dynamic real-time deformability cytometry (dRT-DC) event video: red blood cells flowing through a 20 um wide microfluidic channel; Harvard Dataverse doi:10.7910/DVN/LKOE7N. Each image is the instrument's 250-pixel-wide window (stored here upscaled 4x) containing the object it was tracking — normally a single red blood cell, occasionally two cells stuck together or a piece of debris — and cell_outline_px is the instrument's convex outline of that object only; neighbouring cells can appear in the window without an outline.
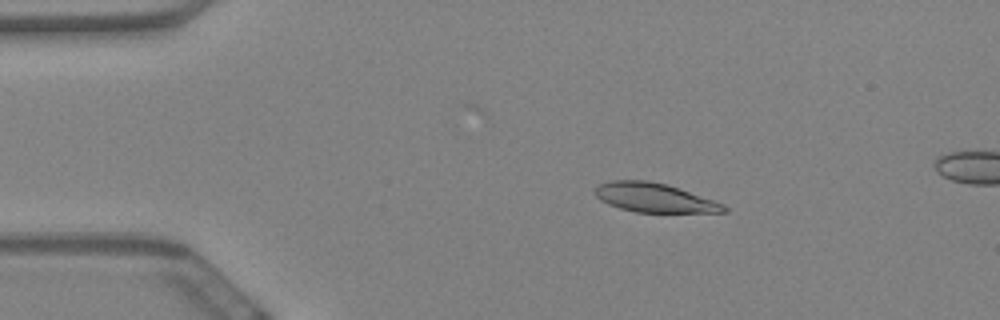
{"species": "Egyptian fruit bat (a non-hibernating species)", "species_latin": "Rousettus aegyptiacus", "temperature_condition": "warm", "stored_images_in_passage": 19, "camera_frame_rate_fps": 3000, "um_per_image_px": 0.085, "animal": {"sex": "female"}, "frame": {"image": 1, "passage_image": 11, "time_ms": 3.333, "image_size_px": [1000, 320], "cell_outline_px": [[728, 212], [636, 212], [620, 208], [608, 204], [600, 200], [592, 192], [600, 184], [612, 180], [648, 180], [664, 184], [724, 204], [728, 208]], "centroid_in_image_um": [55.57, 16.81], "position_along_channel_um": 29.4, "area_um2": 21.5}}